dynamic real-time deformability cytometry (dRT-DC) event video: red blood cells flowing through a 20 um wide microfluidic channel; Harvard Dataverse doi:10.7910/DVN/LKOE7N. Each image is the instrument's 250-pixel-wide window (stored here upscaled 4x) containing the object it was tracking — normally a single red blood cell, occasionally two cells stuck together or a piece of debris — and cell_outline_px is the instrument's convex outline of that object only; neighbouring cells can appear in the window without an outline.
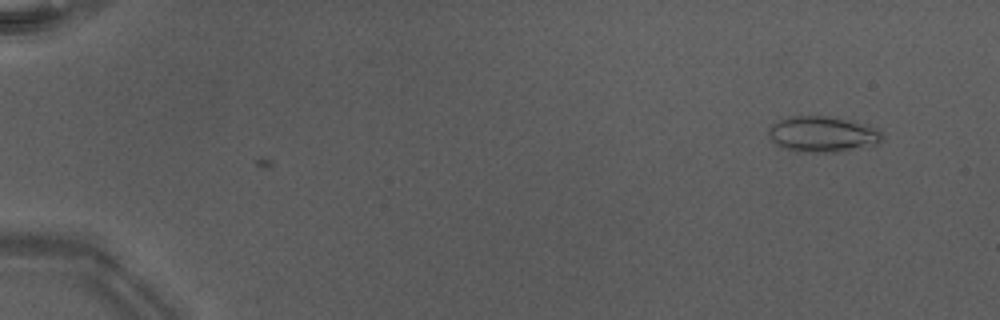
{"species": "Egyptian fruit bat (a non-hibernating species)", "species_latin": "Rousettus aegyptiacus", "temperature_condition": "warm", "stored_images_in_passage": 2, "camera_frame_rate_fps": 3000, "um_per_image_px": 0.085, "animal": {"sex": "male"}, "frame": {"image": 1, "passage_image": 2, "time_ms": 0.333, "image_size_px": [1000, 320], "cell_outline_px": [[880, 140], [876, 144], [868, 148], [836, 152], [796, 152], [784, 148], [776, 144], [772, 140], [768, 132], [768, 128], [772, 124], [788, 116], [828, 116], [852, 120], [876, 128], [880, 132]], "centroid_in_image_um": [69.91, 11.42], "position_along_channel_um": 15.1, "area_um2": 23.87}}